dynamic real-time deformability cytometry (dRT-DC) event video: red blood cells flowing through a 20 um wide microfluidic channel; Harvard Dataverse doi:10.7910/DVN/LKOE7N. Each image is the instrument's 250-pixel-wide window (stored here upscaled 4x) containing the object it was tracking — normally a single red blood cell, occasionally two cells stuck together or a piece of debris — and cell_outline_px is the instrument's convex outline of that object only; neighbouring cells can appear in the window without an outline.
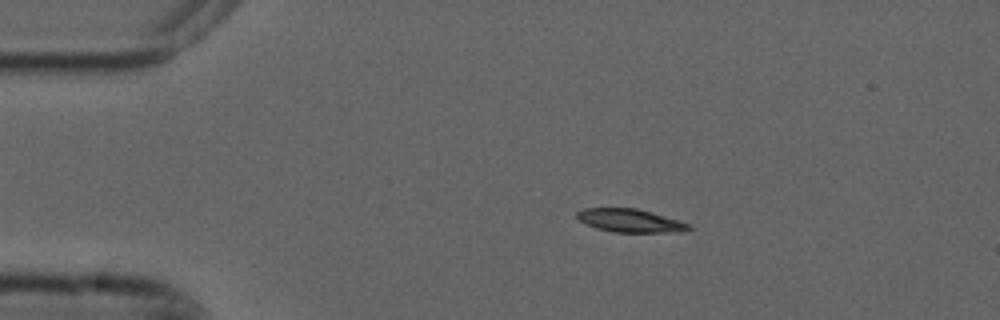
{"species": "common noctule bat (a hibernating species)", "species_latin": "Nyctalus noctula", "temperature_condition": "cold", "stored_images_in_passage": 6, "camera_frame_rate_fps": 3000, "um_per_image_px": 0.085, "animal": {"sex": "male", "forearm_length_mm": 52.5}, "frame": {"image": 1, "passage_image": 2, "time_ms": 0.333, "image_size_px": [1000, 320], "cell_outline_px": [[692, 228], [680, 232], [612, 232], [596, 228], [580, 220], [576, 216], [576, 212], [584, 208], [636, 208], [652, 212], [680, 220], [692, 224]], "centroid_in_image_um": [53.61, 18.75], "position_along_channel_um": 31.4, "area_um2": 15.2}}
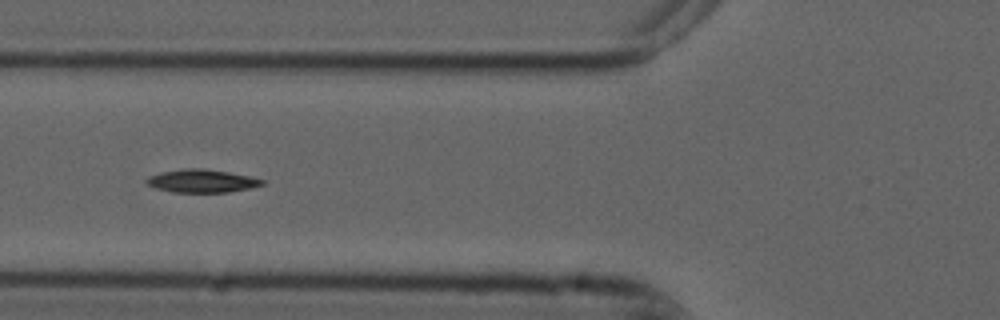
{"frame": {"image": 2, "passage_image": 5, "time_ms": 1.333, "image_size_px": [1000, 320], "cell_outline_px": [[264, 184], [248, 188], [228, 192], [172, 192], [156, 188], [148, 184], [144, 180], [148, 176], [160, 172], [184, 168], [204, 168], [228, 172], [248, 176], [264, 180]], "centroid_in_image_um": [17.1, 15.37], "position_along_channel_um": 108.7, "area_um2": 15.43}}
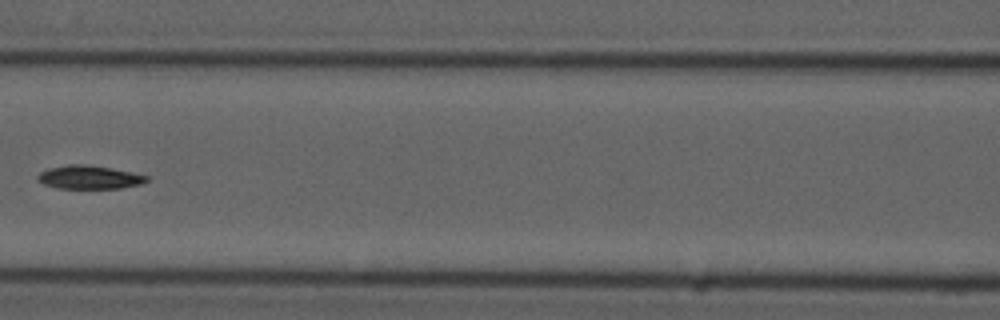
{"frame": {"image": 3, "passage_image": 6, "time_ms": 1.667, "image_size_px": [1000, 320], "cell_outline_px": [[148, 180], [140, 184], [120, 188], [56, 188], [44, 184], [36, 180], [36, 176], [40, 172], [48, 168], [68, 164], [88, 164], [112, 168], [132, 172], [148, 176]], "centroid_in_image_um": [7.55, 15.05], "position_along_channel_um": 159.1, "area_um2": 14.97}}